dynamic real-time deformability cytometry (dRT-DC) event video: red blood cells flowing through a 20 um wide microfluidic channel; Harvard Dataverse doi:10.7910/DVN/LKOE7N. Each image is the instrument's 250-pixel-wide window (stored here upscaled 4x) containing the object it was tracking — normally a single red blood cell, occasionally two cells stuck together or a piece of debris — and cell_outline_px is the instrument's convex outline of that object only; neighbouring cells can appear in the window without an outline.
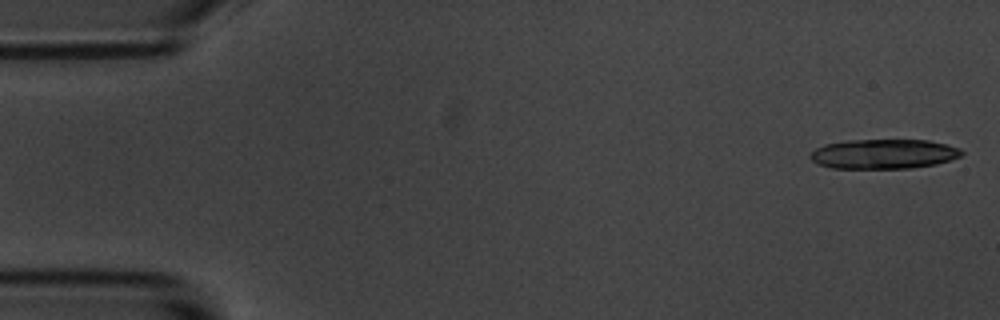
{"species": "common noctule bat (a hibernating species)", "species_latin": "Nyctalus noctula", "temperature_condition": "room temperature", "stored_images_in_passage": 4, "camera_frame_rate_fps": 3000, "um_per_image_px": 0.085, "animal": {"sex": "male", "body_mass_g": 20.1, "forearm_length_mm": 53.5}, "frame": {"image": 1, "passage_image": 1, "time_ms": 0.0, "image_size_px": [1000, 320], "cell_outline_px": [[964, 152], [960, 156], [952, 160], [936, 164], [912, 168], [832, 168], [816, 164], [808, 156], [816, 148], [824, 144], [848, 140], [928, 140], [948, 144], [960, 148]], "centroid_in_image_um": [75.12, 13.08], "position_along_channel_um": 9.9, "area_um2": 26.36}}